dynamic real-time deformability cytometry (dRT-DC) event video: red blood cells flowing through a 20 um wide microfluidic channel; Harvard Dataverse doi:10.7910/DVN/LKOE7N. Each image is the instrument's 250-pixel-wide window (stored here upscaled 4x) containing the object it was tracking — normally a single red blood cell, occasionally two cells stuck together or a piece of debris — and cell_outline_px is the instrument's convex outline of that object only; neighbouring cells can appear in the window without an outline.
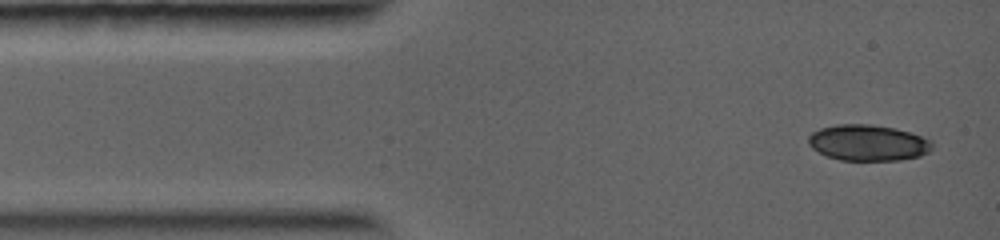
{"species": "common noctule bat (a hibernating species)", "species_latin": "Nyctalus noctula", "temperature_condition": "warm", "stored_images_in_passage": 6, "camera_frame_rate_fps": 5000, "um_per_image_px": 0.085, "animal": {"sex": "female", "body_mass_g": 19.0, "forearm_length_mm": 56.7}, "frame": {"image": 1, "passage_image": 1, "time_ms": 0.0, "image_size_px": [1000, 240], "cell_outline_px": [[932, 148], [928, 152], [920, 156], [900, 160], [840, 160], [828, 156], [812, 148], [808, 144], [808, 136], [812, 132], [820, 128], [836, 124], [872, 124], [912, 132], [932, 140]], "centroid_in_image_um": [73.79, 12.13], "position_along_channel_um": 11.2, "area_um2": 26.07}}